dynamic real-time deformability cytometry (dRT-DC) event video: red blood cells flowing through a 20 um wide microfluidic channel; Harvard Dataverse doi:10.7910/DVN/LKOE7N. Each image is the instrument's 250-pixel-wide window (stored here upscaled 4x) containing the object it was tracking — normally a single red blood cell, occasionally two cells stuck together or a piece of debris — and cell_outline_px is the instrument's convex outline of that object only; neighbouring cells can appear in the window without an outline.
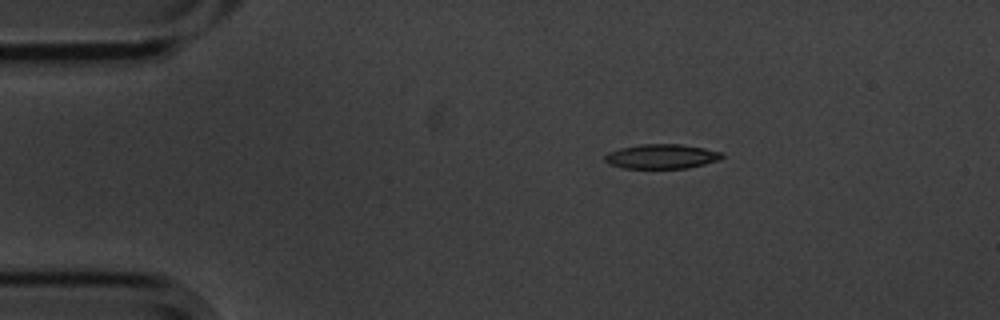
{"species": "common noctule bat (a hibernating species)", "species_latin": "Nyctalus noctula", "temperature_condition": "cold", "stored_images_in_passage": 9, "camera_frame_rate_fps": 3000, "um_per_image_px": 0.085, "animal": {"sex": "male", "body_mass_g": 20.1, "forearm_length_mm": 53.5}, "frame": {"image": 1, "passage_image": 1, "time_ms": 0.0, "image_size_px": [1000, 320], "cell_outline_px": [[724, 156], [716, 160], [704, 164], [688, 168], [624, 168], [608, 164], [604, 160], [604, 156], [608, 152], [620, 148], [640, 144], [680, 144], [704, 148], [724, 152]], "centroid_in_image_um": [56.21, 13.29], "position_along_channel_um": 28.8, "area_um2": 16.76}}
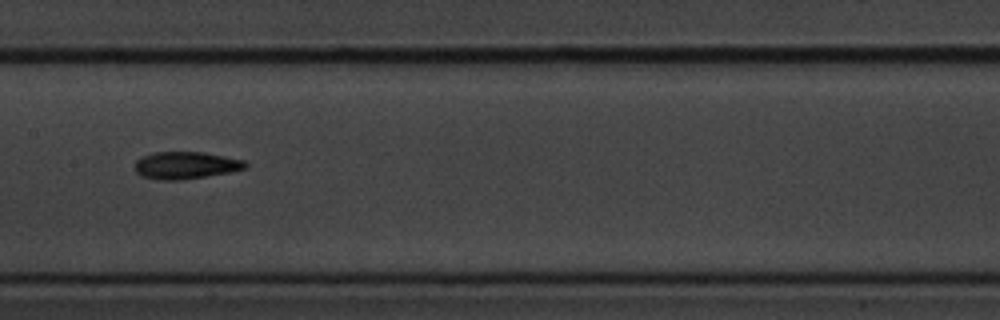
{"frame": {"image": 2, "passage_image": 6, "time_ms": 1.667, "image_size_px": [1000, 320], "cell_outline_px": [[248, 168], [228, 172], [180, 180], [164, 180], [140, 176], [136, 172], [136, 160], [152, 152], [204, 152], [244, 160], [248, 164]], "centroid_in_image_um": [15.8, 14.04], "position_along_channel_um": 191.6, "area_um2": 17.4}}
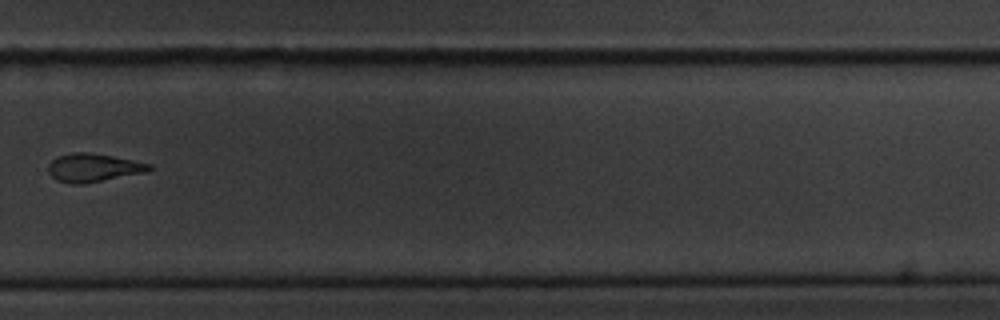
{"frame": {"image": 3, "passage_image": 9, "time_ms": 2.667, "image_size_px": [1000, 320], "cell_outline_px": [[152, 168], [148, 172], [80, 184], [72, 184], [56, 180], [48, 172], [48, 164], [56, 156], [72, 152], [84, 152], [112, 156], [152, 164]], "centroid_in_image_um": [7.91, 14.25], "position_along_channel_um": 321.9, "area_um2": 16.59}}